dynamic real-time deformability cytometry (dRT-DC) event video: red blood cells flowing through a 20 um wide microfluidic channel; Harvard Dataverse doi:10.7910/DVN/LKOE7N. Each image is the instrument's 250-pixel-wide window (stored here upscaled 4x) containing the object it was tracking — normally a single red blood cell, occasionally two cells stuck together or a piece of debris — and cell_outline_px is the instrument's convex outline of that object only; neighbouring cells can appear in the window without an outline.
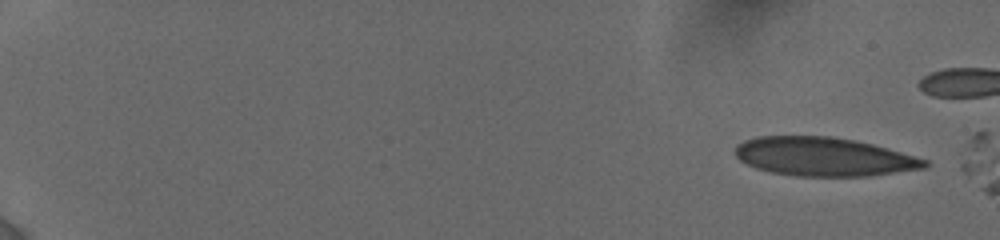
{"species": "human", "species_latin": "Homo sapiens", "temperature_condition": "cold", "stored_images_in_passage": 3, "camera_frame_rate_fps": 3000, "um_per_image_px": 0.085, "donor": {"sex": "female"}, "frame": {"image": 1, "passage_image": 1, "time_ms": 0.0, "image_size_px": [1000, 240], "cell_outline_px": [[928, 164], [924, 168], [868, 176], [796, 176], [772, 172], [756, 168], [740, 160], [736, 156], [736, 144], [744, 140], [756, 136], [832, 136], [856, 140], [872, 144], [928, 160]], "centroid_in_image_um": [69.99, 13.31], "position_along_channel_um": 15.0, "area_um2": 42.6}}